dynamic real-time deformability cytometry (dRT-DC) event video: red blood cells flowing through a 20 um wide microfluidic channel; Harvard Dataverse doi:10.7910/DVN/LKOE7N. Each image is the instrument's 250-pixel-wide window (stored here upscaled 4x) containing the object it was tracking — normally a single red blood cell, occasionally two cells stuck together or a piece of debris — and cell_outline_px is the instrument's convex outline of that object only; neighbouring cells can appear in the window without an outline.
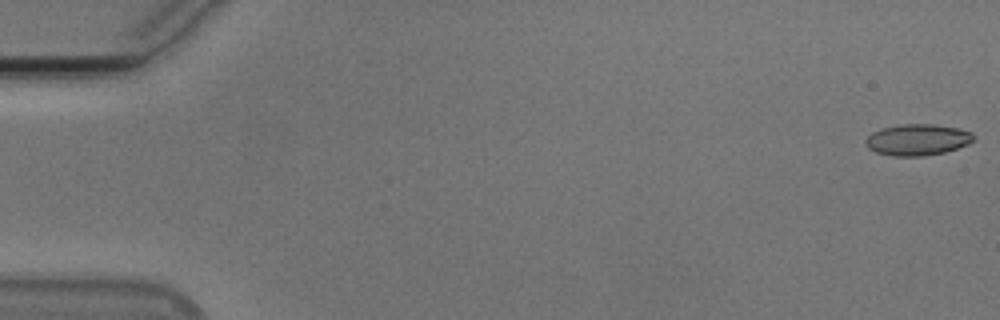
{"species": "Egyptian fruit bat (a non-hibernating species)", "species_latin": "Rousettus aegyptiacus", "temperature_condition": "cold", "stored_images_in_passage": 55, "camera_frame_rate_fps": 3000, "um_per_image_px": 0.085, "animal": {"sex": "male"}, "frame": {"image": 1, "passage_image": 1, "time_ms": 0.0, "image_size_px": [1000, 320], "cell_outline_px": [[976, 140], [968, 144], [944, 152], [924, 156], [892, 156], [876, 152], [868, 148], [864, 144], [864, 140], [872, 132], [884, 128], [900, 124], [932, 124], [956, 128], [972, 132], [976, 136]], "centroid_in_image_um": [77.99, 11.88], "position_along_channel_um": 7.0, "area_um2": 19.77}}
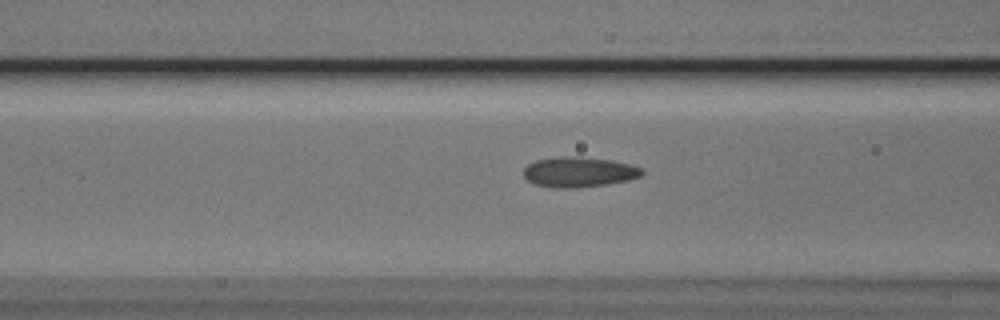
{"frame": {"image": 2, "passage_image": 22, "time_ms": 7.0, "image_size_px": [1000, 320], "cell_outline_px": [[644, 172], [640, 176], [628, 180], [604, 184], [576, 188], [552, 188], [536, 184], [528, 180], [524, 176], [524, 168], [528, 164], [536, 160], [560, 156], [568, 156], [612, 160], [632, 164], [644, 168]], "centroid_in_image_um": [49.22, 14.62], "position_along_channel_um": 117.4, "area_um2": 20.81}}
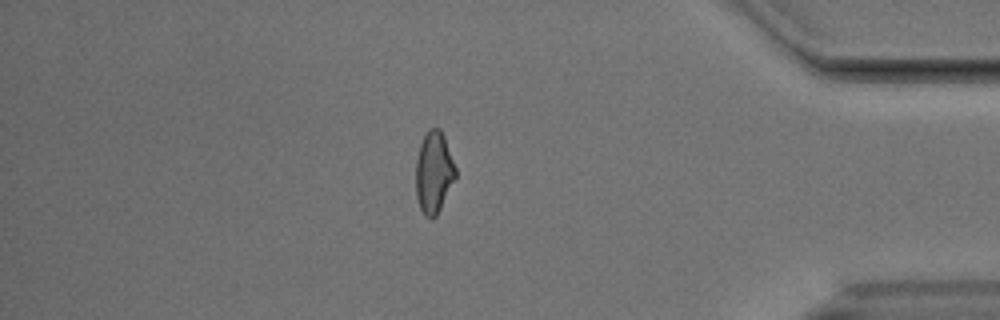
{"frame": {"image": 3, "passage_image": 47, "time_ms": 15.333, "image_size_px": [1000, 320], "cell_outline_px": [[456, 176], [436, 216], [432, 220], [424, 216], [420, 208], [416, 196], [416, 160], [420, 144], [428, 128], [440, 128], [444, 136], [456, 168]], "centroid_in_image_um": [36.86, 14.65], "position_along_channel_um": 398.3, "area_um2": 18.84}, "authors_computed_cell_mechanics": {"area_um2": 19.7676, "velocity_mm_per_s": 3.778, "shape_relaxation_time_tau1_ms": 5.3941, "shape_relaxation_time_tau2_ms": 1.8658, "deformation_change_tau1": 0.1464, "deformation_change_tau2": 0.0731}}